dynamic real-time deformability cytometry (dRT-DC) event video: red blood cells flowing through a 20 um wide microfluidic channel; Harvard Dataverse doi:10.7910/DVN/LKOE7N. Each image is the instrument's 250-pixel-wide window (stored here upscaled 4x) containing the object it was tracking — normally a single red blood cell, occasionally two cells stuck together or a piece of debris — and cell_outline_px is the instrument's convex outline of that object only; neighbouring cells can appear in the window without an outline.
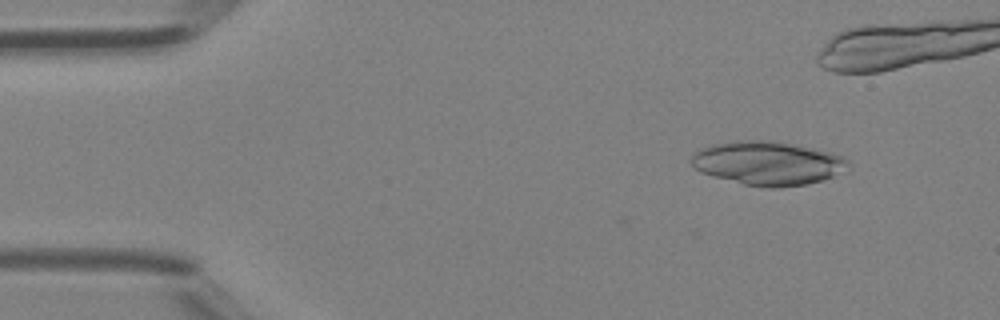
{"species": "Egyptian fruit bat (a non-hibernating species)", "species_latin": "Rousettus aegyptiacus", "temperature_condition": "room temperature", "stored_images_in_passage": 38, "camera_frame_rate_fps": 3000, "um_per_image_px": 0.085, "animal": {"sex": "female"}, "frame": {"image": 1, "passage_image": 5, "time_ms": 1.333, "image_size_px": [1000, 320], "cell_outline_px": [[848, 164], [832, 176], [808, 184], [776, 188], [768, 188], [744, 184], [712, 176], [700, 172], [692, 164], [692, 156], [700, 148], [712, 144], [740, 140], [752, 140], [788, 144], [812, 148], [828, 152], [840, 156], [848, 160]], "centroid_in_image_um": [65.18, 13.89], "position_along_channel_um": 19.8, "area_um2": 39.02}}